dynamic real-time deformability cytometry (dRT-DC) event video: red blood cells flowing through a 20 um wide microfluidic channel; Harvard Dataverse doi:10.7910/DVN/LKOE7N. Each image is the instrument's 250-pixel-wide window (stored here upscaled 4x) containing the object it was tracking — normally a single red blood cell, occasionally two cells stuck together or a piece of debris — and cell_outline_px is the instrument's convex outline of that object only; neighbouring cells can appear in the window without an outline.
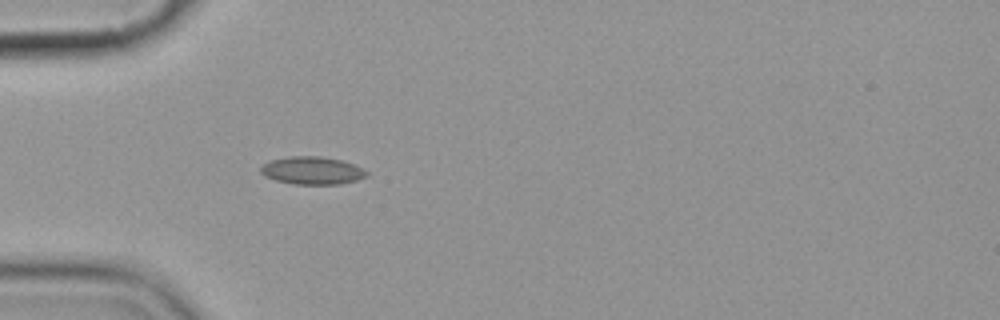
{"species": "common noctule bat (a hibernating species)", "species_latin": "Nyctalus noctula", "temperature_condition": "cold", "stored_images_in_passage": 1, "camera_frame_rate_fps": 3000, "um_per_image_px": 0.085, "animal": {"sex": "female", "body_mass_g": 19.9}, "frame": {"image": 1, "passage_image": 1, "time_ms": 0.0, "image_size_px": [1000, 320], "cell_outline_px": [[368, 176], [356, 180], [340, 184], [292, 184], [276, 180], [264, 176], [260, 172], [260, 168], [268, 160], [288, 156], [320, 156], [344, 160], [368, 172]], "centroid_in_image_um": [26.5, 14.49], "position_along_channel_um": 58.5, "area_um2": 17.22}}